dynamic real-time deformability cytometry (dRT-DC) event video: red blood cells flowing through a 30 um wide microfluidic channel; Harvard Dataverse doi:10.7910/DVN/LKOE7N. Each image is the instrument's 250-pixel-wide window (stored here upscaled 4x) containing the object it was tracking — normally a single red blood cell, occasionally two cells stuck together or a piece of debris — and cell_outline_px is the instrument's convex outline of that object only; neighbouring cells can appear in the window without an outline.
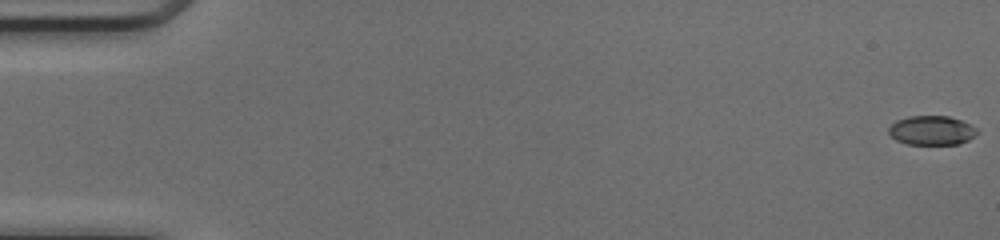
{"species": "common noctule bat (a hibernating species)", "species_latin": "Nyctalus noctula", "temperature_condition": "cold", "stored_images_in_passage": 51, "camera_frame_rate_fps": 3000, "um_per_image_px": 0.085, "animal": {"sex": "female", "body_mass_g": 17.0, "forearm_length_mm": 48.0}, "frame": {"image": 1, "passage_image": 1, "time_ms": 0.0, "image_size_px": [1000, 240], "cell_outline_px": [[976, 132], [968, 140], [960, 144], [908, 144], [896, 140], [888, 132], [888, 128], [896, 120], [908, 116], [948, 116], [960, 120], [976, 128]], "centroid_in_image_um": [79.15, 11.08], "position_along_channel_um": 5.9, "area_um2": 14.85}}
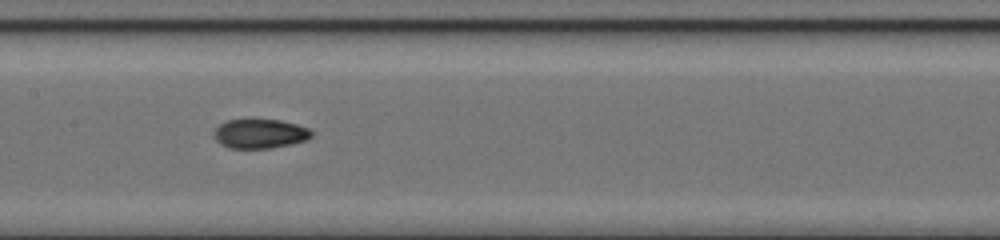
{"frame": {"image": 2, "passage_image": 26, "time_ms": 8.333, "image_size_px": [1000, 240], "cell_outline_px": [[312, 136], [304, 140], [292, 144], [272, 148], [228, 148], [220, 144], [212, 136], [212, 132], [220, 124], [228, 120], [252, 116], [280, 120], [296, 124], [308, 128], [312, 132]], "centroid_in_image_um": [22.03, 11.32], "position_along_channel_um": 185.4, "area_um2": 17.4}}
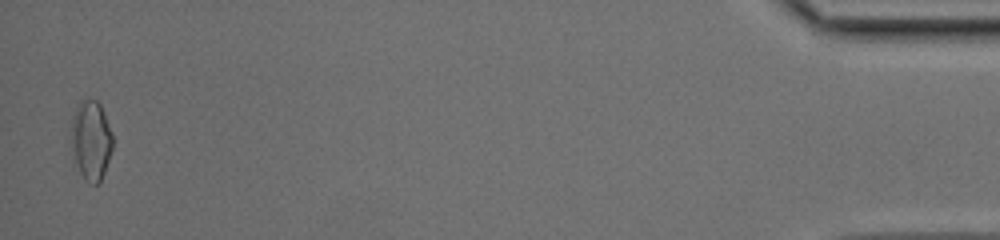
{"frame": {"image": 3, "passage_image": 50, "time_ms": 16.333, "image_size_px": [1000, 240], "cell_outline_px": [[112, 148], [104, 172], [100, 180], [96, 184], [88, 184], [84, 180], [80, 172], [76, 160], [72, 144], [72, 120], [76, 108], [80, 100], [96, 100], [100, 104], [112, 132]], "centroid_in_image_um": [7.75, 11.92], "position_along_channel_um": 427.4, "area_um2": 18.73}, "authors_computed_cell_mechanics": {"area_um2": 16.6464, "velocity_mm_per_s": 4.1922, "shape_relaxation_time_tau1_ms": 7.3787, "shape_relaxation_time_tau2_ms": 3.394, "deformation_change_tau1": 0.1923, "deformation_change_tau2": 0.0737}}